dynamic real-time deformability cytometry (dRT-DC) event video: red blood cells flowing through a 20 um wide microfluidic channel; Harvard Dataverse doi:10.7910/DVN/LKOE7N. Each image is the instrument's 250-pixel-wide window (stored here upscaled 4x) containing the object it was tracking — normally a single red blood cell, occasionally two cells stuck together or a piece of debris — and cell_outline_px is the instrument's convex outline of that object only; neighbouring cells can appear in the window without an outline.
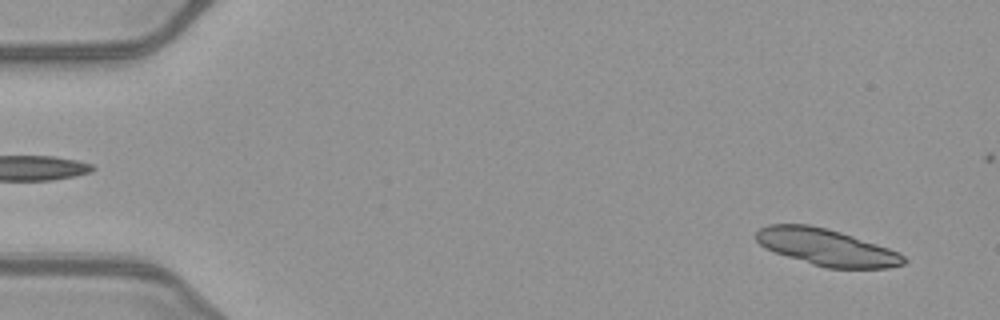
{"species": "common noctule bat (a hibernating species)", "species_latin": "Nyctalus noctula", "temperature_condition": "warm", "stored_images_in_passage": 47, "camera_frame_rate_fps": 3000, "um_per_image_px": 0.085, "animal": {"sex": "female", "body_mass_g": 21.9}, "frame": {"image": 1, "passage_image": 3, "time_ms": 0.667, "image_size_px": [1000, 320], "cell_outline_px": [[908, 260], [904, 264], [888, 268], [824, 268], [764, 248], [756, 240], [756, 232], [760, 228], [768, 224], [808, 224], [828, 228], [900, 252]], "centroid_in_image_um": [70.26, 21.01], "position_along_channel_um": 14.7, "area_um2": 31.44}}
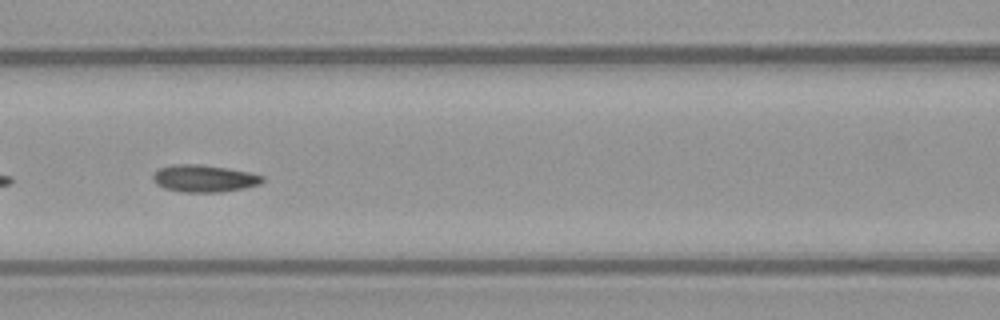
{"frame": {"image": 2, "passage_image": 23, "time_ms": 7.333, "image_size_px": [1000, 320], "cell_outline_px": [[264, 180], [260, 184], [244, 188], [220, 192], [180, 192], [164, 188], [156, 184], [152, 180], [152, 172], [160, 168], [172, 164], [200, 164], [228, 168], [248, 172], [264, 176]], "centroid_in_image_um": [17.31, 15.16], "position_along_channel_um": 149.3, "area_um2": 17.51}}
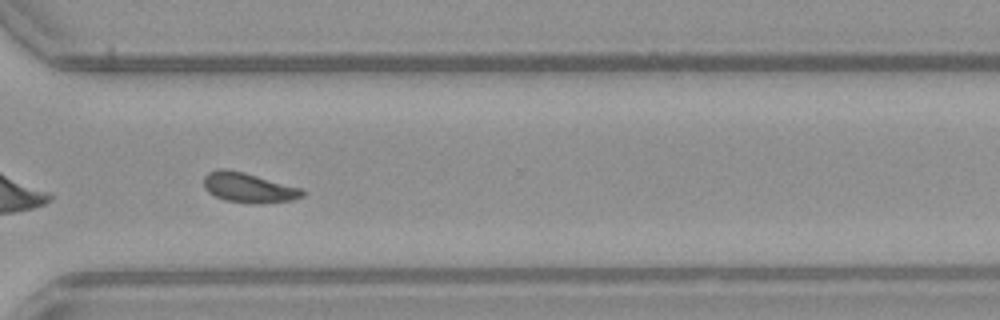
{"frame": {"image": 3, "passage_image": 38, "time_ms": 12.333, "image_size_px": [1000, 320], "cell_outline_px": [[304, 196], [292, 200], [260, 204], [252, 204], [224, 200], [208, 192], [204, 188], [204, 176], [208, 172], [220, 168], [224, 168], [244, 172], [300, 188], [304, 192]], "centroid_in_image_um": [21.1, 15.96], "position_along_channel_um": 349.5, "area_um2": 17.17}, "authors_computed_cell_mechanics": {"area_um2": 17.2822, "velocity_mm_per_s": 4.0152, "shape_relaxation_time_tau1_ms": 7.4139, "shape_relaxation_time_tau2_ms": 2.454, "deformation_change_tau1": 0.1489, "deformation_change_tau2": 0.0759}}